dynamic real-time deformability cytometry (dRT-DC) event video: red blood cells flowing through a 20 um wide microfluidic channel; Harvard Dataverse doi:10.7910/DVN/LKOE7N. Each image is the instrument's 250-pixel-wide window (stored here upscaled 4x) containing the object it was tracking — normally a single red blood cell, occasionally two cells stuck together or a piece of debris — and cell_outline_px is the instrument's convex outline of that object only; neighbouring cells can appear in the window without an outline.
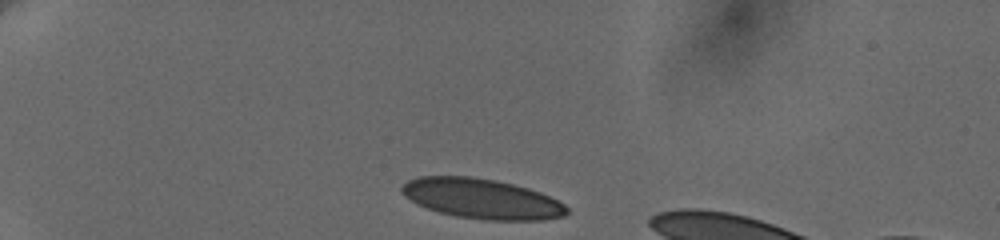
{"species": "human", "species_latin": "Homo sapiens", "temperature_condition": "cold", "stored_images_in_passage": 7, "camera_frame_rate_fps": 3000, "um_per_image_px": 0.085, "donor": {"sex": "female"}, "frame": {"image": 1, "passage_image": 1, "time_ms": 0.0, "image_size_px": [1000, 240], "cell_outline_px": [[568, 212], [564, 216], [544, 220], [484, 220], [456, 216], [440, 212], [416, 204], [404, 196], [400, 192], [400, 188], [408, 180], [420, 176], [472, 176], [496, 180], [528, 188], [540, 192], [564, 204], [568, 208]], "centroid_in_image_um": [40.93, 16.89], "position_along_channel_um": 44.1, "area_um2": 38.55}}
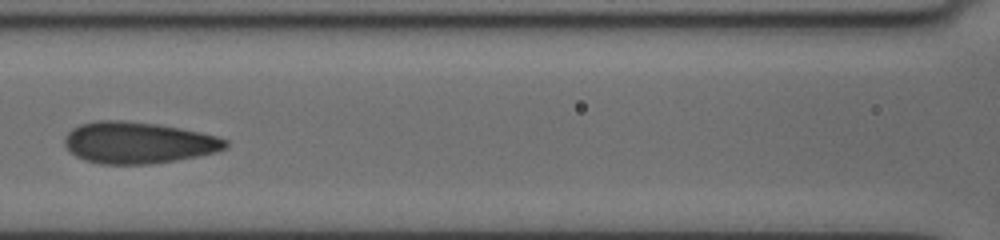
{"frame": {"image": 2, "passage_image": 5, "time_ms": 4.667, "image_size_px": [1000, 240], "cell_outline_px": [[228, 144], [224, 148], [216, 152], [176, 160], [152, 164], [100, 164], [84, 160], [68, 152], [64, 144], [64, 140], [68, 132], [72, 128], [80, 124], [96, 120], [124, 120], [156, 124], [180, 128], [200, 132], [216, 136], [228, 140]], "centroid_in_image_um": [11.7, 12.13], "position_along_channel_um": 154.9, "area_um2": 39.07}}
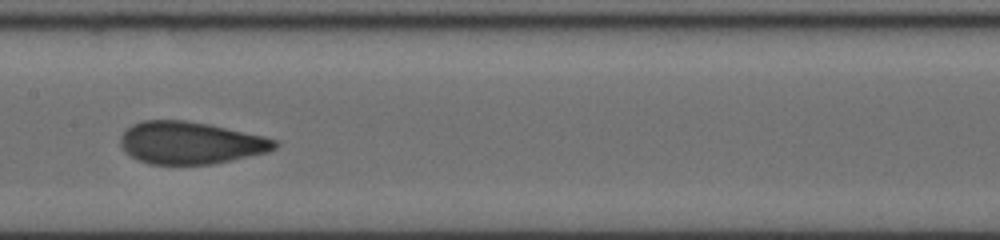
{"frame": {"image": 3, "passage_image": 6, "time_ms": 5.667, "image_size_px": [1000, 240], "cell_outline_px": [[280, 144], [276, 148], [268, 152], [212, 164], [148, 164], [136, 160], [120, 144], [120, 136], [132, 124], [144, 120], [184, 120], [208, 124], [264, 136], [280, 140]], "centroid_in_image_um": [16.22, 12.14], "position_along_channel_um": 191.2, "area_um2": 38.03}}